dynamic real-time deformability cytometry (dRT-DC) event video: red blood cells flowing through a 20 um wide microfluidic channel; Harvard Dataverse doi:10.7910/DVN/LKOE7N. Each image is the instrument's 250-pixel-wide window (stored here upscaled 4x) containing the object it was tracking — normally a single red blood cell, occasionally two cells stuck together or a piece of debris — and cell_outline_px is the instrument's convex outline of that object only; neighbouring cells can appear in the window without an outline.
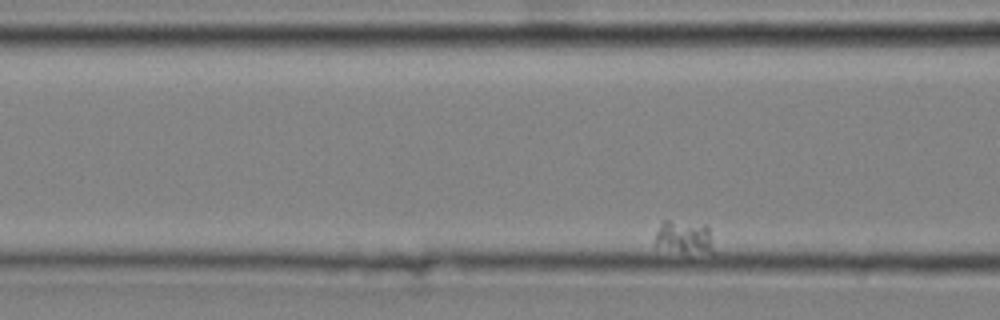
{"species": "common noctule bat (a hibernating species)", "species_latin": "Nyctalus noctula", "temperature_condition": "cold", "stored_images_in_passage": 40, "camera_frame_rate_fps": 3000, "um_per_image_px": 0.085, "animal": {"sex": "male", "body_mass_g": 20.4}, "frame": {"image": 1, "passage_image": 7, "time_ms": 2.0, "image_size_px": [1000, 320], "cell_outline_px": [[712, 252], [684, 252], [656, 244], [656, 232], [660, 224], [664, 220], [668, 220], [704, 224], [708, 228], [712, 248]], "centroid_in_image_um": [58.15, 20.11], "position_along_channel_um": 108.5, "area_um2": 10.64}}
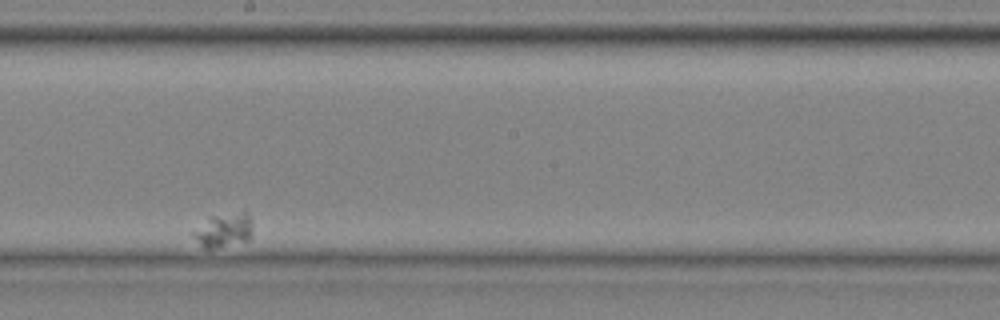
{"frame": {"image": 2, "passage_image": 23, "time_ms": 7.333, "image_size_px": [1000, 320], "cell_outline_px": [[252, 228], [248, 240], [212, 248], [204, 248], [192, 236], [192, 232], [208, 216], [244, 212], [248, 216]], "centroid_in_image_um": [18.96, 19.56], "position_along_channel_um": 229.2, "area_um2": 11.39}}
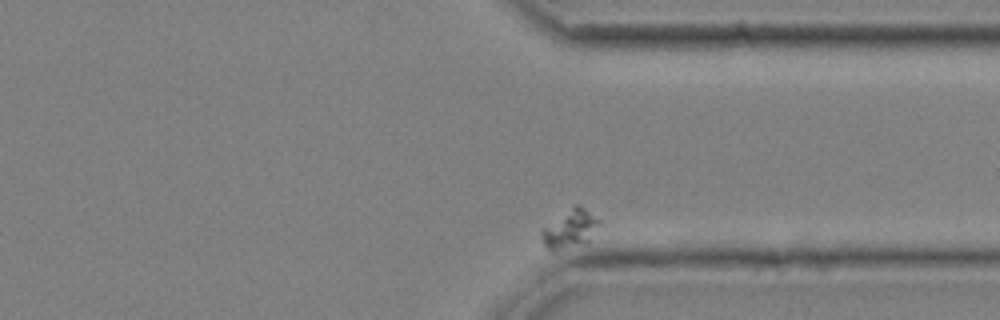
{"frame": {"image": 3, "passage_image": 38, "time_ms": 12.333, "image_size_px": [1000, 320], "cell_outline_px": [[600, 224], [588, 244], [556, 252], [552, 252], [544, 244], [540, 232], [544, 228], [572, 204], [580, 204], [600, 220]], "centroid_in_image_um": [48.48, 19.48], "position_along_channel_um": 362.9, "area_um2": 13.35}}